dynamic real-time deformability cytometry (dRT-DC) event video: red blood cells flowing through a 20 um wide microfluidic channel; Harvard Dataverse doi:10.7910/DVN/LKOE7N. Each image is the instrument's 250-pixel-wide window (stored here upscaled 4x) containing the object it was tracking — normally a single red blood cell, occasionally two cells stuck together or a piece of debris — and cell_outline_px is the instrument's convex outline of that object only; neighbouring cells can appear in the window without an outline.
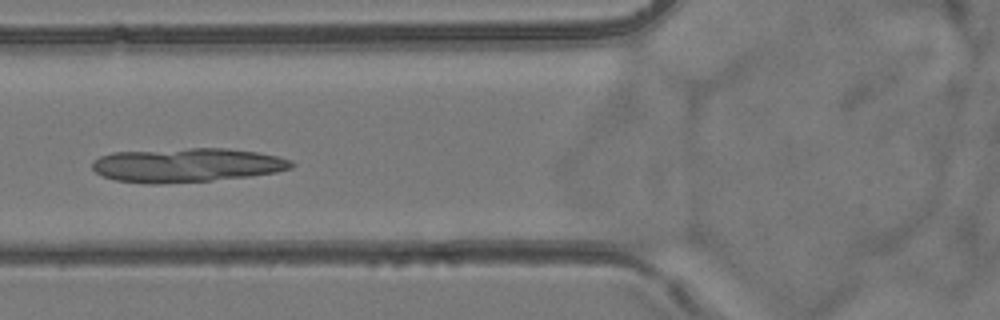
{"species": "common noctule bat (a hibernating species)", "species_latin": "Nyctalus noctula", "temperature_condition": "room temperature", "stored_images_in_passage": 7, "camera_frame_rate_fps": 3000, "um_per_image_px": 0.085, "animal": {"sex": "female", "body_mass_g": 24.6, "forearm_length_mm": 56.2}, "frame": {"image": 1, "passage_image": 5, "time_ms": 5.0, "image_size_px": [1000, 320], "cell_outline_px": [[292, 168], [276, 172], [248, 176], [212, 180], [160, 184], [148, 184], [116, 180], [104, 176], [96, 172], [92, 168], [92, 160], [100, 156], [112, 152], [188, 148], [228, 148], [256, 152], [276, 156], [292, 160]], "centroid_in_image_um": [15.84, 14.03], "position_along_channel_um": 110.0, "area_um2": 39.48}}
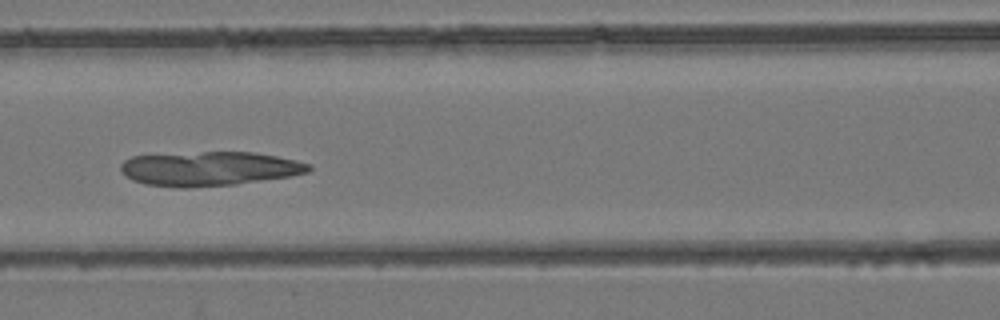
{"frame": {"image": 2, "passage_image": 6, "time_ms": 6.0, "image_size_px": [1000, 320], "cell_outline_px": [[312, 168], [308, 172], [292, 176], [236, 184], [184, 188], [176, 188], [144, 184], [132, 180], [124, 176], [120, 168], [120, 164], [124, 160], [132, 156], [204, 152], [252, 152], [276, 156], [296, 160], [312, 164]], "centroid_in_image_um": [17.78, 14.34], "position_along_channel_um": 148.8, "area_um2": 37.74}}
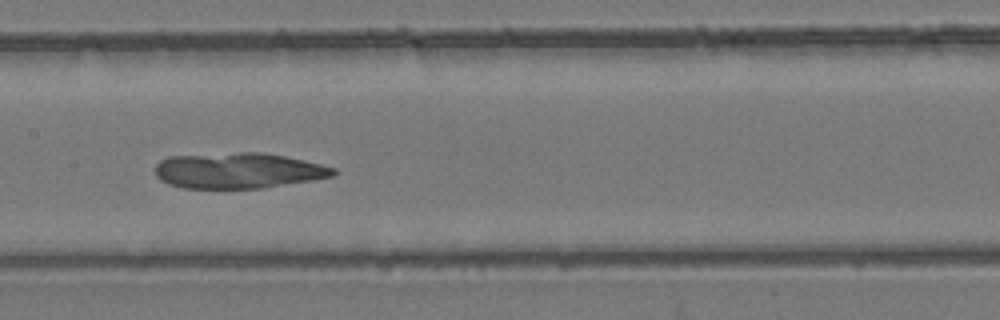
{"frame": {"image": 3, "passage_image": 7, "time_ms": 7.0, "image_size_px": [1000, 320], "cell_outline_px": [[336, 172], [332, 176], [312, 180], [264, 188], [184, 188], [168, 184], [160, 180], [156, 176], [156, 164], [160, 160], [168, 156], [240, 152], [260, 152], [284, 156], [304, 160], [336, 168]], "centroid_in_image_um": [20.23, 14.5], "position_along_channel_um": 187.2, "area_um2": 37.05}}